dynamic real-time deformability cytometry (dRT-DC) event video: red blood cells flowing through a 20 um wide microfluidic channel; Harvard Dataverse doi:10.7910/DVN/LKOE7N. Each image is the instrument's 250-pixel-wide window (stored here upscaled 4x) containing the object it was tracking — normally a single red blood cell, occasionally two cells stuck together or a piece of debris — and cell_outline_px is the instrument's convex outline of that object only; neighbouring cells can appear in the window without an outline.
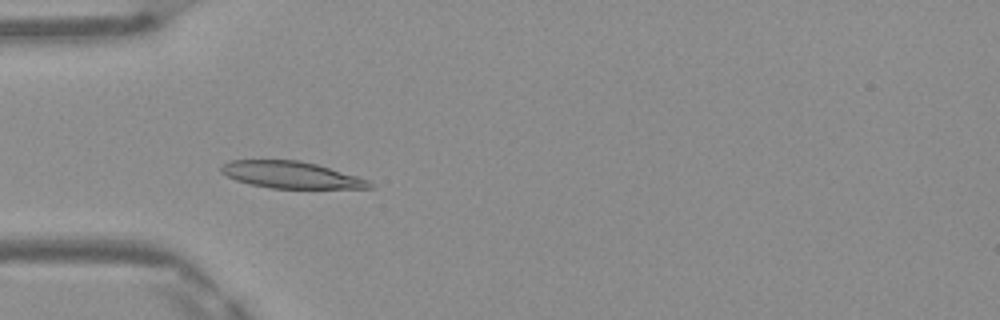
{"species": "Egyptian fruit bat (a non-hibernating species)", "species_latin": "Rousettus aegyptiacus", "temperature_condition": "warm", "stored_images_in_passage": 47, "camera_frame_rate_fps": 3000, "um_per_image_px": 0.085, "frame": {"image": 1, "passage_image": 13, "time_ms": 4.0, "image_size_px": [1000, 320], "cell_outline_px": [[372, 188], [272, 188], [252, 184], [236, 180], [220, 172], [220, 168], [224, 164], [232, 160], [300, 160], [316, 164], [356, 176], [368, 180], [372, 184]], "centroid_in_image_um": [24.72, 14.86], "position_along_channel_um": 60.3, "area_um2": 22.77}}
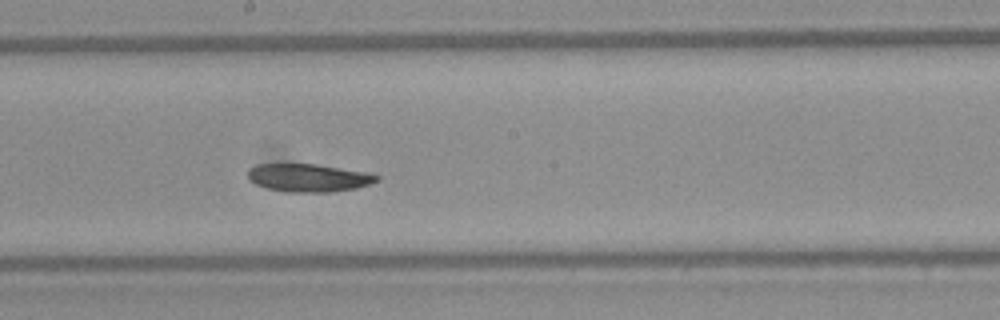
{"frame": {"image": 2, "passage_image": 25, "time_ms": 8.0, "image_size_px": [1000, 320], "cell_outline_px": [[380, 180], [356, 188], [332, 192], [288, 192], [268, 188], [256, 184], [248, 176], [248, 172], [256, 164], [316, 164], [372, 172], [380, 176]], "centroid_in_image_um": [26.32, 15.1], "position_along_channel_um": 221.9, "area_um2": 21.04}}
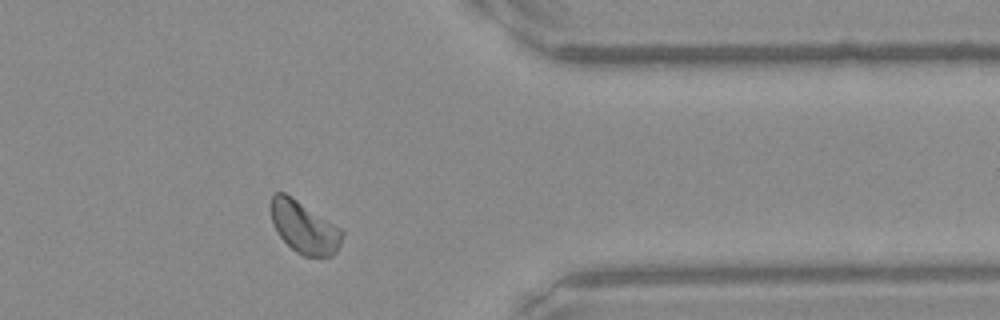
{"frame": {"image": 3, "passage_image": 38, "time_ms": 12.333, "image_size_px": [1000, 320], "cell_outline_px": [[344, 232], [340, 244], [336, 252], [332, 256], [304, 256], [296, 252], [280, 236], [272, 224], [268, 208], [272, 192], [284, 192], [292, 196], [340, 228]], "centroid_in_image_um": [25.79, 19.28], "position_along_channel_um": 385.6, "area_um2": 21.79}, "authors_computed_cell_mechanics": {"area_um2": 21.9062, "velocity_mm_per_s": 4.1149, "shape_relaxation_time_tau1_ms": null, "shape_relaxation_time_tau2_ms": 5.1186, "deformation_change_tau1": null, "deformation_change_tau2": 0.0672}}